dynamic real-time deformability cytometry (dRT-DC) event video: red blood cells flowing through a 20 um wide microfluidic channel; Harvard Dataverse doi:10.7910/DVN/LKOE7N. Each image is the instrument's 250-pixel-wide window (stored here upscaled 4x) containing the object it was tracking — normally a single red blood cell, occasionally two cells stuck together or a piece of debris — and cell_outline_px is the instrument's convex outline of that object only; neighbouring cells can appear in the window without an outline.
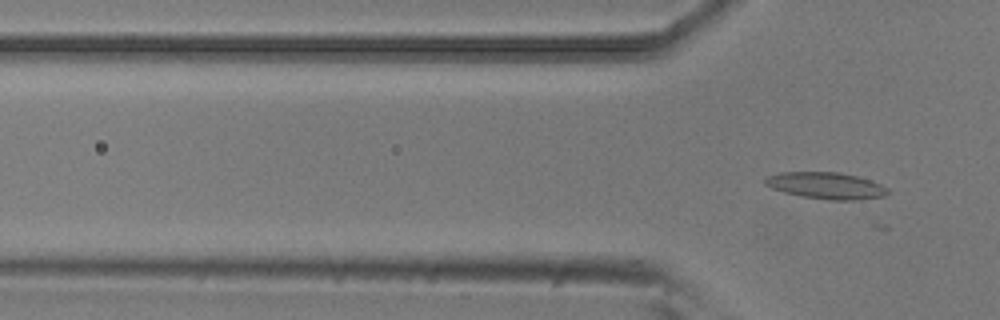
{"species": "common noctule bat (a hibernating species)", "species_latin": "Nyctalus noctula", "temperature_condition": "room temperature", "stored_images_in_passage": 16, "camera_frame_rate_fps": 3000, "um_per_image_px": 0.085, "animal": {"sex": "male", "body_mass_g": 20.5, "forearm_length_mm": 52.5}, "frame": {"image": 1, "passage_image": 16, "time_ms": 5.0, "image_size_px": [1000, 320], "cell_outline_px": [[892, 192], [884, 196], [856, 200], [828, 200], [800, 196], [784, 192], [772, 188], [764, 184], [764, 180], [768, 176], [780, 172], [840, 172], [872, 180], [888, 188]], "centroid_in_image_um": [70.25, 15.78], "position_along_channel_um": 55.6, "area_um2": 19.19}}